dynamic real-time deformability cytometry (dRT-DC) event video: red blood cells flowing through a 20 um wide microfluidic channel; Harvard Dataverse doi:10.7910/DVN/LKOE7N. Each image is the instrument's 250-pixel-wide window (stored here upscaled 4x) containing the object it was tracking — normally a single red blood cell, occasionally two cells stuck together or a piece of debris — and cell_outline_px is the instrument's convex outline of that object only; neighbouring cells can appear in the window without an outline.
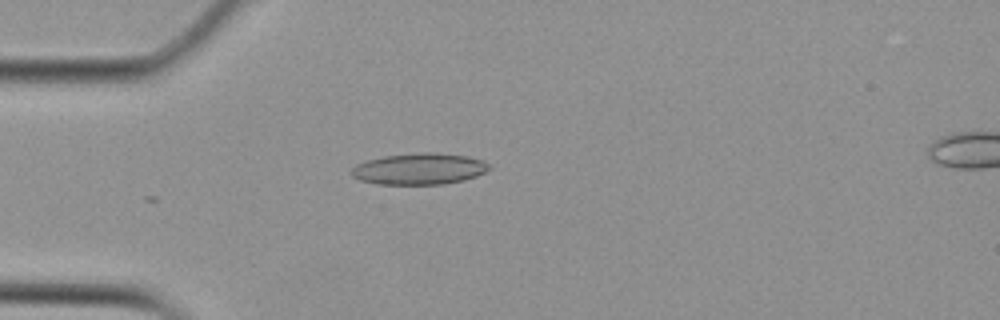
{"species": "Egyptian fruit bat (a non-hibernating species)", "species_latin": "Rousettus aegyptiacus", "temperature_condition": "cold", "stored_images_in_passage": 14, "camera_frame_rate_fps": 3000, "um_per_image_px": 0.085, "animal": {"sex": "female"}, "frame": {"image": 1, "passage_image": 8, "time_ms": 2.333, "image_size_px": [1000, 320], "cell_outline_px": [[492, 168], [476, 176], [464, 180], [444, 184], [380, 184], [360, 180], [352, 176], [352, 168], [356, 164], [368, 160], [384, 156], [420, 152], [432, 152], [468, 156], [480, 160], [488, 164]], "centroid_in_image_um": [35.64, 14.35], "position_along_channel_um": 49.4, "area_um2": 25.03}}
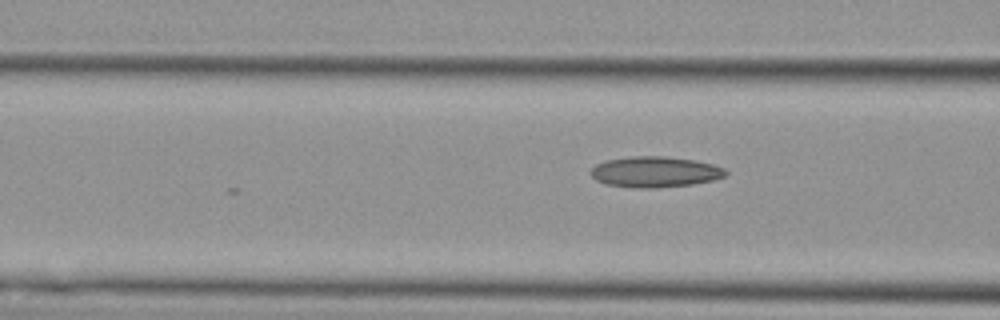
{"frame": {"image": 2, "passage_image": 14, "time_ms": 4.333, "image_size_px": [1000, 320], "cell_outline_px": [[728, 172], [724, 176], [712, 180], [692, 184], [656, 188], [632, 188], [604, 184], [596, 180], [588, 172], [596, 164], [608, 160], [632, 156], [668, 156], [696, 160], [712, 164], [724, 168]], "centroid_in_image_um": [55.65, 14.61], "position_along_channel_um": 110.9, "area_um2": 24.33}}